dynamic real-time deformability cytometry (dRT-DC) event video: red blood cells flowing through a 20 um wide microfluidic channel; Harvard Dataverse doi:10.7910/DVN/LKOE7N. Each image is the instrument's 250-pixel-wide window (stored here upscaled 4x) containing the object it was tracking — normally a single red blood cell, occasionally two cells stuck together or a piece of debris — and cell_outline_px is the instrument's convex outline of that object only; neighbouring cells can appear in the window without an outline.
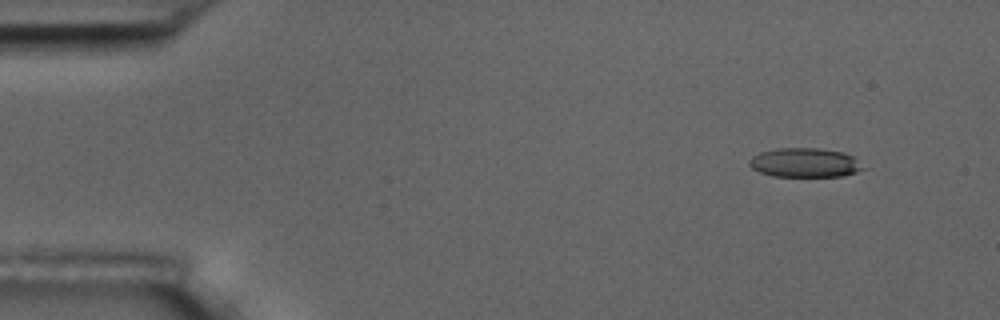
{"species": "common noctule bat (a hibernating species)", "species_latin": "Nyctalus noctula", "temperature_condition": "room temperature", "stored_images_in_passage": 4, "camera_frame_rate_fps": 3000, "um_per_image_px": 0.085, "animal": {"sex": "male", "body_mass_g": 17.5, "forearm_length_mm": 52.3}, "frame": {"image": 1, "passage_image": 1, "time_ms": 0.0, "image_size_px": [1000, 320], "cell_outline_px": [[868, 168], [844, 176], [772, 176], [760, 172], [752, 168], [748, 164], [748, 160], [752, 156], [760, 152], [776, 148], [820, 148], [844, 152], [856, 156]], "centroid_in_image_um": [68.48, 13.82], "position_along_channel_um": 16.5, "area_um2": 19.83}}